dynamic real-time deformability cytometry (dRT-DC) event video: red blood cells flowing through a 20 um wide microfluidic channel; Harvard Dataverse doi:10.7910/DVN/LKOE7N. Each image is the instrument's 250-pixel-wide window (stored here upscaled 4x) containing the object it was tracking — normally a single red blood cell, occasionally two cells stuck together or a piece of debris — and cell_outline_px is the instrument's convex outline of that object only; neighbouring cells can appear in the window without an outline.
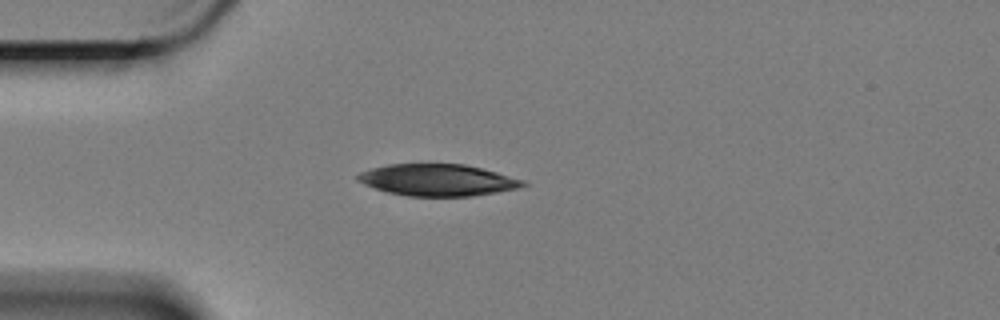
{"species": "Egyptian fruit bat (a non-hibernating species)", "species_latin": "Rousettus aegyptiacus", "temperature_condition": "cold", "stored_images_in_passage": 7, "camera_frame_rate_fps": 3000, "um_per_image_px": 0.085, "animal": {"sex": "female"}, "frame": {"image": 1, "passage_image": 1, "time_ms": 0.0, "image_size_px": [1000, 320], "cell_outline_px": [[528, 184], [516, 188], [496, 192], [472, 196], [408, 196], [388, 192], [364, 184], [356, 180], [356, 176], [360, 172], [372, 168], [388, 164], [464, 164], [496, 172], [524, 180]], "centroid_in_image_um": [37.17, 15.3], "position_along_channel_um": 47.8, "area_um2": 30.29}}
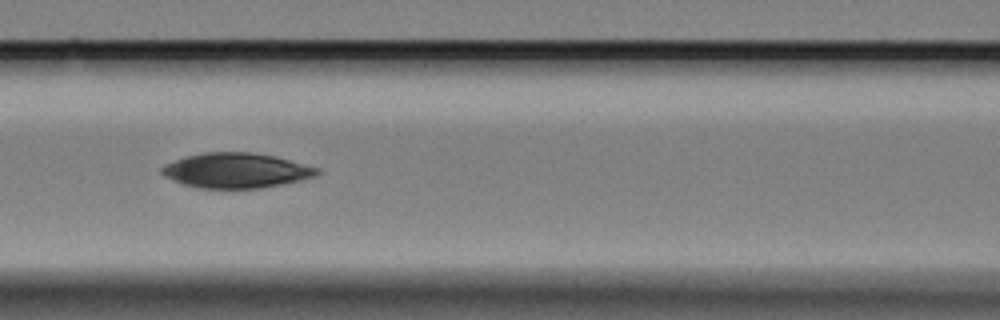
{"frame": {"image": 2, "passage_image": 4, "time_ms": 1.0, "image_size_px": [1000, 320], "cell_outline_px": [[320, 172], [312, 176], [300, 180], [284, 184], [260, 188], [200, 188], [184, 184], [164, 176], [160, 172], [160, 168], [164, 164], [188, 156], [204, 152], [252, 152], [272, 156], [320, 168]], "centroid_in_image_um": [20.04, 14.49], "position_along_channel_um": 146.6, "area_um2": 31.33}}
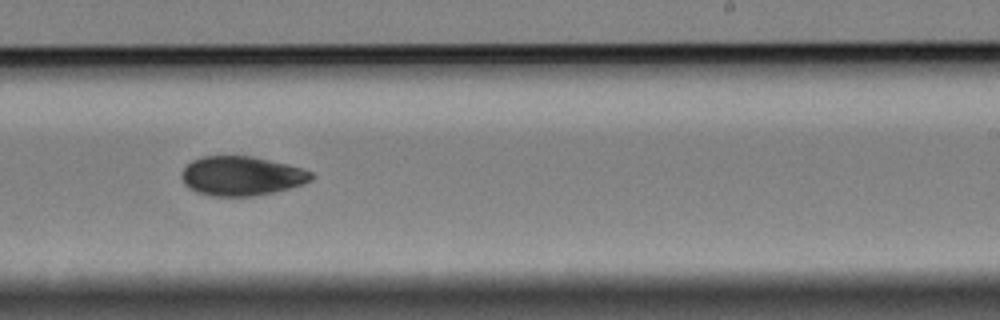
{"frame": {"image": 3, "passage_image": 7, "time_ms": 2.0, "image_size_px": [1000, 320], "cell_outline_px": [[312, 180], [304, 184], [272, 192], [252, 196], [212, 196], [196, 192], [188, 188], [184, 184], [180, 176], [184, 168], [192, 160], [204, 156], [252, 156], [288, 164], [312, 172]], "centroid_in_image_um": [20.5, 14.95], "position_along_channel_um": 268.5, "area_um2": 29.65}}